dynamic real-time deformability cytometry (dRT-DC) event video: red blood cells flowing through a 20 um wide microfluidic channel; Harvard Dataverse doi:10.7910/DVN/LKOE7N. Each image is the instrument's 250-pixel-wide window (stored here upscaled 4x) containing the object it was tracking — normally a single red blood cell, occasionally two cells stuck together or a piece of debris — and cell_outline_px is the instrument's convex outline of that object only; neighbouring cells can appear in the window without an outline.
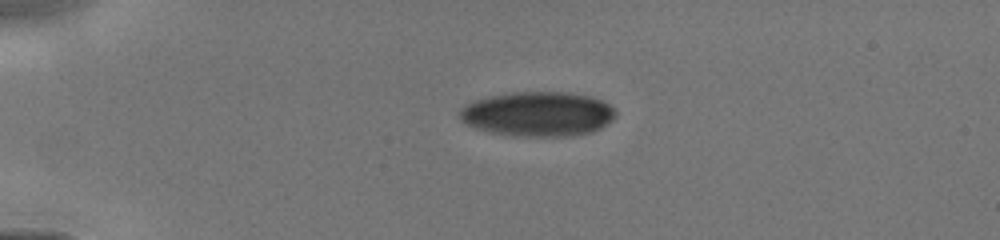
{"species": "human", "species_latin": "Homo sapiens", "temperature_condition": "cold", "stored_images_in_passage": 7, "camera_frame_rate_fps": 3000, "um_per_image_px": 0.085, "donor": {"sex": "male"}, "frame": {"image": 1, "passage_image": 3, "time_ms": 1.667, "image_size_px": [1000, 240], "cell_outline_px": [[616, 116], [612, 120], [600, 128], [592, 132], [576, 136], [512, 136], [472, 128], [464, 124], [460, 120], [460, 108], [464, 104], [488, 96], [516, 92], [564, 92], [588, 96], [600, 100], [608, 104], [616, 112]], "centroid_in_image_um": [45.68, 9.7], "position_along_channel_um": 39.3, "area_um2": 40.75}}
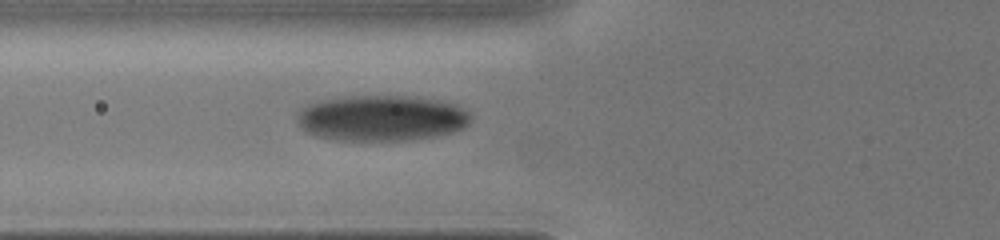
{"frame": {"image": 2, "passage_image": 7, "time_ms": 4.0, "image_size_px": [1000, 240], "cell_outline_px": [[472, 116], [468, 124], [460, 128], [448, 132], [428, 136], [396, 140], [336, 140], [316, 136], [300, 128], [296, 120], [296, 116], [308, 104], [324, 100], [348, 96], [404, 96], [436, 100], [452, 104], [468, 112]], "centroid_in_image_um": [32.35, 10.03], "position_along_channel_um": 93.5, "area_um2": 45.37}}